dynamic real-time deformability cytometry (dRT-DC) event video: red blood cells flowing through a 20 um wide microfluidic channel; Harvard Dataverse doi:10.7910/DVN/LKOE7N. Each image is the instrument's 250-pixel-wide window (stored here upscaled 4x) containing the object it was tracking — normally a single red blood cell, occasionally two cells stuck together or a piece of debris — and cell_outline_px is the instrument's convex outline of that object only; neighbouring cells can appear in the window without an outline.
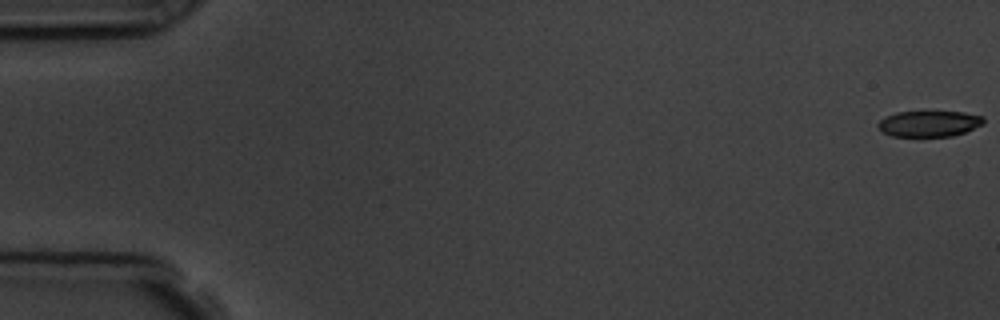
{"species": "common noctule bat (a hibernating species)", "species_latin": "Nyctalus noctula", "temperature_condition": "room temperature", "stored_images_in_passage": 4, "camera_frame_rate_fps": 3000, "um_per_image_px": 0.085, "animal": {"sex": "male", "body_mass_g": 19.5, "forearm_length_mm": 54.6}, "frame": {"image": 1, "passage_image": 1, "time_ms": 0.0, "image_size_px": [1000, 320], "cell_outline_px": [[984, 124], [964, 132], [952, 136], [892, 136], [884, 132], [876, 124], [880, 120], [896, 112], [964, 112], [984, 116]], "centroid_in_image_um": [79.01, 10.51], "position_along_channel_um": 6.0, "area_um2": 15.78}}